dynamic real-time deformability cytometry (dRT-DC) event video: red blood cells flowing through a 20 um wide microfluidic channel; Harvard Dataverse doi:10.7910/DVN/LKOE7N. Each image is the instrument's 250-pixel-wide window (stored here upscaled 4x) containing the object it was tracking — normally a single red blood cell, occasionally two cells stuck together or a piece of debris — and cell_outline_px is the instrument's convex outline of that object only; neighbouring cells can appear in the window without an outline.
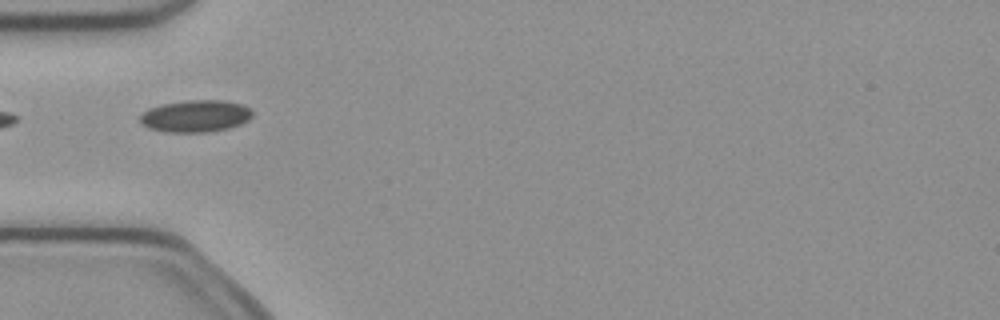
{"species": "common noctule bat (a hibernating species)", "species_latin": "Nyctalus noctula", "temperature_condition": "cold", "stored_images_in_passage": 4, "camera_frame_rate_fps": 3000, "um_per_image_px": 0.085, "animal": {"sex": "female", "body_mass_g": 21.9}, "frame": {"image": 1, "passage_image": 4, "time_ms": 1.0, "image_size_px": [1000, 320], "cell_outline_px": [[252, 116], [248, 120], [240, 124], [228, 128], [208, 132], [168, 132], [148, 128], [140, 124], [140, 116], [148, 108], [160, 104], [188, 100], [224, 100], [240, 104], [252, 108]], "centroid_in_image_um": [16.61, 9.86], "position_along_channel_um": 68.4, "area_um2": 21.1}}